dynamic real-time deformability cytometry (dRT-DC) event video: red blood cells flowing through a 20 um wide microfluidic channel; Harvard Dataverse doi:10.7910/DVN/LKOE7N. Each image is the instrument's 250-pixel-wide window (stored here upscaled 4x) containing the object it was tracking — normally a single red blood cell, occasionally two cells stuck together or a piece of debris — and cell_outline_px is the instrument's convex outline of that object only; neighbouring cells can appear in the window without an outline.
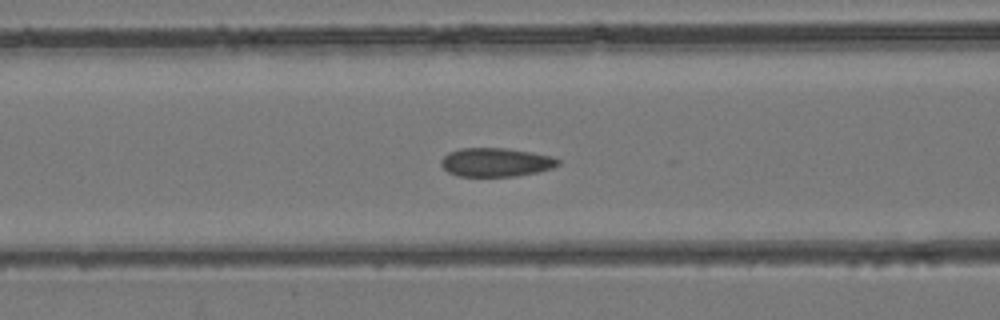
{"species": "common noctule bat (a hibernating species)", "species_latin": "Nyctalus noctula", "temperature_condition": "room temperature", "stored_images_in_passage": 40, "camera_frame_rate_fps": 3000, "um_per_image_px": 0.085, "animal": {"sex": "female", "body_mass_g": 24.6, "forearm_length_mm": 56.2}, "frame": {"image": 1, "passage_image": 14, "time_ms": 4.333, "image_size_px": [1000, 320], "cell_outline_px": [[560, 164], [552, 168], [536, 172], [516, 176], [456, 176], [448, 172], [440, 164], [440, 160], [448, 152], [460, 148], [508, 148], [532, 152], [552, 156], [560, 160]], "centroid_in_image_um": [42.14, 13.78], "position_along_channel_um": 124.5, "area_um2": 19.71}}
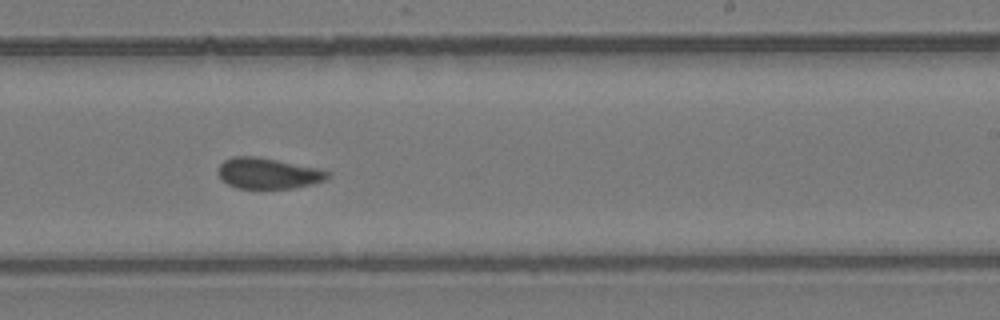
{"frame": {"image": 2, "passage_image": 23, "time_ms": 7.333, "image_size_px": [1000, 320], "cell_outline_px": [[332, 176], [324, 180], [312, 184], [292, 188], [236, 188], [228, 184], [216, 172], [216, 168], [224, 160], [232, 156], [256, 156], [324, 168], [332, 172]], "centroid_in_image_um": [22.84, 14.71], "position_along_channel_um": 266.2, "area_um2": 20.11}}
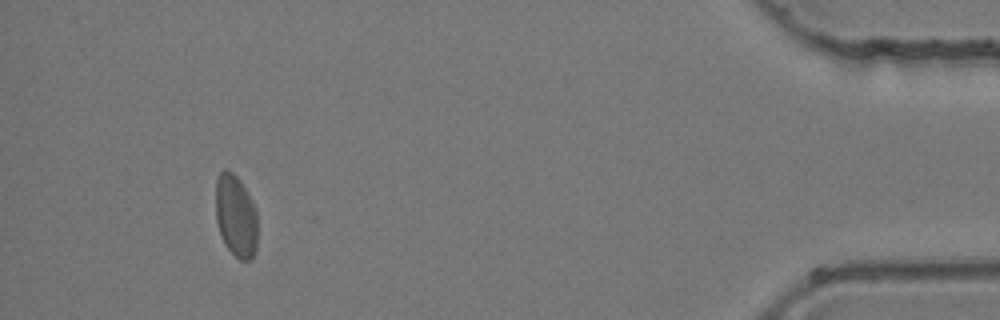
{"frame": {"image": 3, "passage_image": 37, "time_ms": 12.0, "image_size_px": [1000, 320], "cell_outline_px": [[256, 252], [252, 260], [240, 260], [228, 248], [220, 232], [216, 220], [216, 180], [220, 172], [224, 168], [232, 172], [240, 180], [256, 208]], "centroid_in_image_um": [20.05, 18.34], "position_along_channel_um": 415.2, "area_um2": 19.94}}